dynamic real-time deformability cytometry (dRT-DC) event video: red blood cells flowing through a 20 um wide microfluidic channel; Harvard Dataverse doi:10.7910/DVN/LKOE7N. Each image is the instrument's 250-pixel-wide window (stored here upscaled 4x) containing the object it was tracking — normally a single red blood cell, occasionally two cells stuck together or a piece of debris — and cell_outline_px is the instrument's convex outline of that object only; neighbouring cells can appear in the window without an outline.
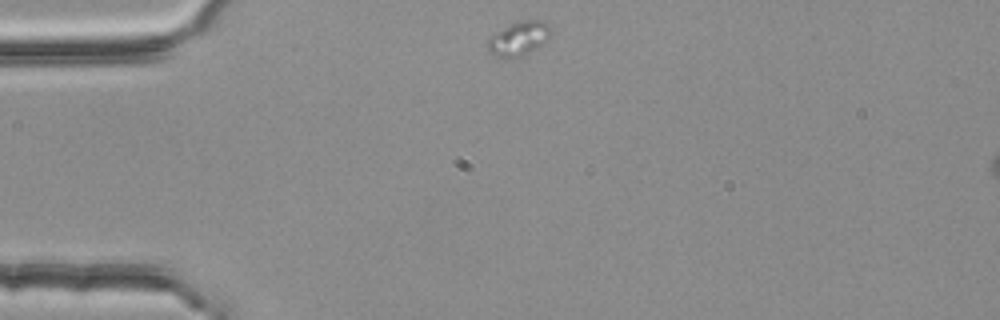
{"species": "common noctule bat (a hibernating species)", "species_latin": "Nyctalus noctula", "temperature_condition": "room temperature", "stored_images_in_passage": 8, "camera_frame_rate_fps": 3000, "um_per_image_px": 0.085, "animal": {"sex": "female", "body_mass_g": 25.1}, "frame": {"image": 1, "passage_image": 1, "time_ms": 0.0, "image_size_px": [1000, 320], "cell_outline_px": [[552, 32], [540, 44], [528, 52], [520, 56], [496, 56], [488, 52], [488, 40], [496, 32], [512, 24], [524, 20], [540, 20], [548, 24], [552, 28]], "centroid_in_image_um": [44.1, 3.25], "position_along_channel_um": 40.9, "area_um2": 11.85}}